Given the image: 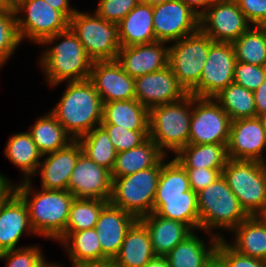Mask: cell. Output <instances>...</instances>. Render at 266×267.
Instances as JSON below:
<instances>
[{
	"label": "cell",
	"instance_id": "obj_1",
	"mask_svg": "<svg viewBox=\"0 0 266 267\" xmlns=\"http://www.w3.org/2000/svg\"><path fill=\"white\" fill-rule=\"evenodd\" d=\"M15 186V192L27 206L31 226L35 234L58 241L66 232L69 212L74 196L68 190L37 191L31 200V180Z\"/></svg>",
	"mask_w": 266,
	"mask_h": 267
},
{
	"label": "cell",
	"instance_id": "obj_2",
	"mask_svg": "<svg viewBox=\"0 0 266 267\" xmlns=\"http://www.w3.org/2000/svg\"><path fill=\"white\" fill-rule=\"evenodd\" d=\"M66 87L51 113L65 131L77 140L100 125L103 103L89 79L68 82Z\"/></svg>",
	"mask_w": 266,
	"mask_h": 267
},
{
	"label": "cell",
	"instance_id": "obj_3",
	"mask_svg": "<svg viewBox=\"0 0 266 267\" xmlns=\"http://www.w3.org/2000/svg\"><path fill=\"white\" fill-rule=\"evenodd\" d=\"M60 38L62 42L47 48L41 57L40 64L47 75L46 81L57 86L65 80L73 82L89 79L93 60L70 27L47 37L41 44L48 45Z\"/></svg>",
	"mask_w": 266,
	"mask_h": 267
},
{
	"label": "cell",
	"instance_id": "obj_4",
	"mask_svg": "<svg viewBox=\"0 0 266 267\" xmlns=\"http://www.w3.org/2000/svg\"><path fill=\"white\" fill-rule=\"evenodd\" d=\"M191 108L192 94L188 93L179 101L149 110V138L165 155L166 149L176 154L189 144Z\"/></svg>",
	"mask_w": 266,
	"mask_h": 267
},
{
	"label": "cell",
	"instance_id": "obj_5",
	"mask_svg": "<svg viewBox=\"0 0 266 267\" xmlns=\"http://www.w3.org/2000/svg\"><path fill=\"white\" fill-rule=\"evenodd\" d=\"M197 201L200 230L209 231V234L214 228L232 231L249 217L223 175L198 192Z\"/></svg>",
	"mask_w": 266,
	"mask_h": 267
},
{
	"label": "cell",
	"instance_id": "obj_6",
	"mask_svg": "<svg viewBox=\"0 0 266 267\" xmlns=\"http://www.w3.org/2000/svg\"><path fill=\"white\" fill-rule=\"evenodd\" d=\"M161 168L162 160L154 167L123 177H112L109 203L137 219L151 214Z\"/></svg>",
	"mask_w": 266,
	"mask_h": 267
},
{
	"label": "cell",
	"instance_id": "obj_7",
	"mask_svg": "<svg viewBox=\"0 0 266 267\" xmlns=\"http://www.w3.org/2000/svg\"><path fill=\"white\" fill-rule=\"evenodd\" d=\"M222 175L245 212L257 216L266 202V163L228 159Z\"/></svg>",
	"mask_w": 266,
	"mask_h": 267
},
{
	"label": "cell",
	"instance_id": "obj_8",
	"mask_svg": "<svg viewBox=\"0 0 266 267\" xmlns=\"http://www.w3.org/2000/svg\"><path fill=\"white\" fill-rule=\"evenodd\" d=\"M69 27L93 61L116 60L121 47L117 23L77 10Z\"/></svg>",
	"mask_w": 266,
	"mask_h": 267
},
{
	"label": "cell",
	"instance_id": "obj_9",
	"mask_svg": "<svg viewBox=\"0 0 266 267\" xmlns=\"http://www.w3.org/2000/svg\"><path fill=\"white\" fill-rule=\"evenodd\" d=\"M214 41L200 29L169 46L168 66L188 93L200 80Z\"/></svg>",
	"mask_w": 266,
	"mask_h": 267
},
{
	"label": "cell",
	"instance_id": "obj_10",
	"mask_svg": "<svg viewBox=\"0 0 266 267\" xmlns=\"http://www.w3.org/2000/svg\"><path fill=\"white\" fill-rule=\"evenodd\" d=\"M231 120L213 98L192 95L190 144H224L229 141Z\"/></svg>",
	"mask_w": 266,
	"mask_h": 267
},
{
	"label": "cell",
	"instance_id": "obj_11",
	"mask_svg": "<svg viewBox=\"0 0 266 267\" xmlns=\"http://www.w3.org/2000/svg\"><path fill=\"white\" fill-rule=\"evenodd\" d=\"M14 11L21 41L26 37L41 44L47 37L69 28L70 20L44 0H27ZM22 11L27 15L24 18L17 15Z\"/></svg>",
	"mask_w": 266,
	"mask_h": 267
},
{
	"label": "cell",
	"instance_id": "obj_12",
	"mask_svg": "<svg viewBox=\"0 0 266 267\" xmlns=\"http://www.w3.org/2000/svg\"><path fill=\"white\" fill-rule=\"evenodd\" d=\"M236 62L232 43L213 42L200 80L188 93L194 97L213 98L234 82Z\"/></svg>",
	"mask_w": 266,
	"mask_h": 267
},
{
	"label": "cell",
	"instance_id": "obj_13",
	"mask_svg": "<svg viewBox=\"0 0 266 267\" xmlns=\"http://www.w3.org/2000/svg\"><path fill=\"white\" fill-rule=\"evenodd\" d=\"M236 0H215L199 17V29L214 42L233 43L251 26Z\"/></svg>",
	"mask_w": 266,
	"mask_h": 267
},
{
	"label": "cell",
	"instance_id": "obj_14",
	"mask_svg": "<svg viewBox=\"0 0 266 267\" xmlns=\"http://www.w3.org/2000/svg\"><path fill=\"white\" fill-rule=\"evenodd\" d=\"M153 27L157 41L174 42L199 29V17L181 0L153 5Z\"/></svg>",
	"mask_w": 266,
	"mask_h": 267
},
{
	"label": "cell",
	"instance_id": "obj_15",
	"mask_svg": "<svg viewBox=\"0 0 266 267\" xmlns=\"http://www.w3.org/2000/svg\"><path fill=\"white\" fill-rule=\"evenodd\" d=\"M112 180L110 170L96 164L84 153H81L70 176L68 191L75 198L109 201Z\"/></svg>",
	"mask_w": 266,
	"mask_h": 267
},
{
	"label": "cell",
	"instance_id": "obj_16",
	"mask_svg": "<svg viewBox=\"0 0 266 267\" xmlns=\"http://www.w3.org/2000/svg\"><path fill=\"white\" fill-rule=\"evenodd\" d=\"M266 147V132L258 117L231 121L227 153L229 159L254 160L266 163L262 152Z\"/></svg>",
	"mask_w": 266,
	"mask_h": 267
},
{
	"label": "cell",
	"instance_id": "obj_17",
	"mask_svg": "<svg viewBox=\"0 0 266 267\" xmlns=\"http://www.w3.org/2000/svg\"><path fill=\"white\" fill-rule=\"evenodd\" d=\"M89 80L102 103L136 99L135 78L127 74L116 60L93 61Z\"/></svg>",
	"mask_w": 266,
	"mask_h": 267
},
{
	"label": "cell",
	"instance_id": "obj_18",
	"mask_svg": "<svg viewBox=\"0 0 266 267\" xmlns=\"http://www.w3.org/2000/svg\"><path fill=\"white\" fill-rule=\"evenodd\" d=\"M187 94L169 66L135 78L136 100L148 110L154 106L179 101Z\"/></svg>",
	"mask_w": 266,
	"mask_h": 267
},
{
	"label": "cell",
	"instance_id": "obj_19",
	"mask_svg": "<svg viewBox=\"0 0 266 267\" xmlns=\"http://www.w3.org/2000/svg\"><path fill=\"white\" fill-rule=\"evenodd\" d=\"M137 220L110 203L101 210L95 229L102 247V263L112 261L119 253L126 233Z\"/></svg>",
	"mask_w": 266,
	"mask_h": 267
},
{
	"label": "cell",
	"instance_id": "obj_20",
	"mask_svg": "<svg viewBox=\"0 0 266 267\" xmlns=\"http://www.w3.org/2000/svg\"><path fill=\"white\" fill-rule=\"evenodd\" d=\"M165 43L156 41L120 47L116 61L133 78L160 71L168 66L169 47H164Z\"/></svg>",
	"mask_w": 266,
	"mask_h": 267
},
{
	"label": "cell",
	"instance_id": "obj_21",
	"mask_svg": "<svg viewBox=\"0 0 266 267\" xmlns=\"http://www.w3.org/2000/svg\"><path fill=\"white\" fill-rule=\"evenodd\" d=\"M82 153L78 140H73L65 148L49 153L45 160L39 163L41 175V189L68 190V182L75 163Z\"/></svg>",
	"mask_w": 266,
	"mask_h": 267
},
{
	"label": "cell",
	"instance_id": "obj_22",
	"mask_svg": "<svg viewBox=\"0 0 266 267\" xmlns=\"http://www.w3.org/2000/svg\"><path fill=\"white\" fill-rule=\"evenodd\" d=\"M23 232L35 235L27 206L14 192L0 205V253L16 249Z\"/></svg>",
	"mask_w": 266,
	"mask_h": 267
},
{
	"label": "cell",
	"instance_id": "obj_23",
	"mask_svg": "<svg viewBox=\"0 0 266 267\" xmlns=\"http://www.w3.org/2000/svg\"><path fill=\"white\" fill-rule=\"evenodd\" d=\"M139 220L149 231L152 249L156 256L167 255L193 232L187 224L158 216L154 212Z\"/></svg>",
	"mask_w": 266,
	"mask_h": 267
},
{
	"label": "cell",
	"instance_id": "obj_24",
	"mask_svg": "<svg viewBox=\"0 0 266 267\" xmlns=\"http://www.w3.org/2000/svg\"><path fill=\"white\" fill-rule=\"evenodd\" d=\"M155 256L149 231L138 219L126 233L112 261L120 267H144Z\"/></svg>",
	"mask_w": 266,
	"mask_h": 267
},
{
	"label": "cell",
	"instance_id": "obj_25",
	"mask_svg": "<svg viewBox=\"0 0 266 267\" xmlns=\"http://www.w3.org/2000/svg\"><path fill=\"white\" fill-rule=\"evenodd\" d=\"M220 238L223 237L217 234L212 236L211 246L208 248L193 231L165 257L170 267H207L216 258V247Z\"/></svg>",
	"mask_w": 266,
	"mask_h": 267
},
{
	"label": "cell",
	"instance_id": "obj_26",
	"mask_svg": "<svg viewBox=\"0 0 266 267\" xmlns=\"http://www.w3.org/2000/svg\"><path fill=\"white\" fill-rule=\"evenodd\" d=\"M121 47L156 42L153 5L139 3L119 23Z\"/></svg>",
	"mask_w": 266,
	"mask_h": 267
},
{
	"label": "cell",
	"instance_id": "obj_27",
	"mask_svg": "<svg viewBox=\"0 0 266 267\" xmlns=\"http://www.w3.org/2000/svg\"><path fill=\"white\" fill-rule=\"evenodd\" d=\"M100 124H113L132 131H149V110L138 100L103 103Z\"/></svg>",
	"mask_w": 266,
	"mask_h": 267
},
{
	"label": "cell",
	"instance_id": "obj_28",
	"mask_svg": "<svg viewBox=\"0 0 266 267\" xmlns=\"http://www.w3.org/2000/svg\"><path fill=\"white\" fill-rule=\"evenodd\" d=\"M59 241L67 247L72 266L91 267L102 263V247L95 228L66 231Z\"/></svg>",
	"mask_w": 266,
	"mask_h": 267
},
{
	"label": "cell",
	"instance_id": "obj_29",
	"mask_svg": "<svg viewBox=\"0 0 266 267\" xmlns=\"http://www.w3.org/2000/svg\"><path fill=\"white\" fill-rule=\"evenodd\" d=\"M165 154L149 137L139 146L117 153L112 177H123L156 166Z\"/></svg>",
	"mask_w": 266,
	"mask_h": 267
},
{
	"label": "cell",
	"instance_id": "obj_30",
	"mask_svg": "<svg viewBox=\"0 0 266 267\" xmlns=\"http://www.w3.org/2000/svg\"><path fill=\"white\" fill-rule=\"evenodd\" d=\"M233 231H236L235 241L229 245L234 250L248 257L266 261L265 222L258 216H249Z\"/></svg>",
	"mask_w": 266,
	"mask_h": 267
},
{
	"label": "cell",
	"instance_id": "obj_31",
	"mask_svg": "<svg viewBox=\"0 0 266 267\" xmlns=\"http://www.w3.org/2000/svg\"><path fill=\"white\" fill-rule=\"evenodd\" d=\"M175 159L183 168L223 169L229 158L227 145L189 143L176 153Z\"/></svg>",
	"mask_w": 266,
	"mask_h": 267
},
{
	"label": "cell",
	"instance_id": "obj_32",
	"mask_svg": "<svg viewBox=\"0 0 266 267\" xmlns=\"http://www.w3.org/2000/svg\"><path fill=\"white\" fill-rule=\"evenodd\" d=\"M32 126L28 132L43 156L65 148L74 140L51 112L37 119Z\"/></svg>",
	"mask_w": 266,
	"mask_h": 267
},
{
	"label": "cell",
	"instance_id": "obj_33",
	"mask_svg": "<svg viewBox=\"0 0 266 267\" xmlns=\"http://www.w3.org/2000/svg\"><path fill=\"white\" fill-rule=\"evenodd\" d=\"M5 147L6 157L25 174V180L36 174L43 155L32 140L29 132L17 133L10 137Z\"/></svg>",
	"mask_w": 266,
	"mask_h": 267
},
{
	"label": "cell",
	"instance_id": "obj_34",
	"mask_svg": "<svg viewBox=\"0 0 266 267\" xmlns=\"http://www.w3.org/2000/svg\"><path fill=\"white\" fill-rule=\"evenodd\" d=\"M153 212L161 217L187 224L193 231L200 229L197 197L154 198Z\"/></svg>",
	"mask_w": 266,
	"mask_h": 267
},
{
	"label": "cell",
	"instance_id": "obj_35",
	"mask_svg": "<svg viewBox=\"0 0 266 267\" xmlns=\"http://www.w3.org/2000/svg\"><path fill=\"white\" fill-rule=\"evenodd\" d=\"M213 99L228 114L231 121L256 117L254 92L234 82L222 89Z\"/></svg>",
	"mask_w": 266,
	"mask_h": 267
},
{
	"label": "cell",
	"instance_id": "obj_36",
	"mask_svg": "<svg viewBox=\"0 0 266 267\" xmlns=\"http://www.w3.org/2000/svg\"><path fill=\"white\" fill-rule=\"evenodd\" d=\"M197 197L190 188L187 171L174 158L168 163L162 159L161 174L159 177L154 198Z\"/></svg>",
	"mask_w": 266,
	"mask_h": 267
},
{
	"label": "cell",
	"instance_id": "obj_37",
	"mask_svg": "<svg viewBox=\"0 0 266 267\" xmlns=\"http://www.w3.org/2000/svg\"><path fill=\"white\" fill-rule=\"evenodd\" d=\"M81 145L82 153L96 164L112 170L117 151L110 141L106 130L98 125L89 133L77 139Z\"/></svg>",
	"mask_w": 266,
	"mask_h": 267
},
{
	"label": "cell",
	"instance_id": "obj_38",
	"mask_svg": "<svg viewBox=\"0 0 266 267\" xmlns=\"http://www.w3.org/2000/svg\"><path fill=\"white\" fill-rule=\"evenodd\" d=\"M232 45L237 61L266 66V35L260 26H251Z\"/></svg>",
	"mask_w": 266,
	"mask_h": 267
},
{
	"label": "cell",
	"instance_id": "obj_39",
	"mask_svg": "<svg viewBox=\"0 0 266 267\" xmlns=\"http://www.w3.org/2000/svg\"><path fill=\"white\" fill-rule=\"evenodd\" d=\"M109 201L100 199L74 198L71 203L66 231L93 229L101 210Z\"/></svg>",
	"mask_w": 266,
	"mask_h": 267
},
{
	"label": "cell",
	"instance_id": "obj_40",
	"mask_svg": "<svg viewBox=\"0 0 266 267\" xmlns=\"http://www.w3.org/2000/svg\"><path fill=\"white\" fill-rule=\"evenodd\" d=\"M21 42L17 32L16 14L8 9L0 12V67L13 55Z\"/></svg>",
	"mask_w": 266,
	"mask_h": 267
},
{
	"label": "cell",
	"instance_id": "obj_41",
	"mask_svg": "<svg viewBox=\"0 0 266 267\" xmlns=\"http://www.w3.org/2000/svg\"><path fill=\"white\" fill-rule=\"evenodd\" d=\"M100 125L106 130L117 153L139 146L149 137V131H132L113 124Z\"/></svg>",
	"mask_w": 266,
	"mask_h": 267
},
{
	"label": "cell",
	"instance_id": "obj_42",
	"mask_svg": "<svg viewBox=\"0 0 266 267\" xmlns=\"http://www.w3.org/2000/svg\"><path fill=\"white\" fill-rule=\"evenodd\" d=\"M216 260L223 267H266V261L239 253L224 238H220L217 243Z\"/></svg>",
	"mask_w": 266,
	"mask_h": 267
},
{
	"label": "cell",
	"instance_id": "obj_43",
	"mask_svg": "<svg viewBox=\"0 0 266 267\" xmlns=\"http://www.w3.org/2000/svg\"><path fill=\"white\" fill-rule=\"evenodd\" d=\"M0 259L7 260V267H40L45 262L40 248L33 246L0 253Z\"/></svg>",
	"mask_w": 266,
	"mask_h": 267
},
{
	"label": "cell",
	"instance_id": "obj_44",
	"mask_svg": "<svg viewBox=\"0 0 266 267\" xmlns=\"http://www.w3.org/2000/svg\"><path fill=\"white\" fill-rule=\"evenodd\" d=\"M266 79V66H257L237 61L234 70V83L255 91Z\"/></svg>",
	"mask_w": 266,
	"mask_h": 267
},
{
	"label": "cell",
	"instance_id": "obj_45",
	"mask_svg": "<svg viewBox=\"0 0 266 267\" xmlns=\"http://www.w3.org/2000/svg\"><path fill=\"white\" fill-rule=\"evenodd\" d=\"M139 3L140 0H100L95 14L118 24Z\"/></svg>",
	"mask_w": 266,
	"mask_h": 267
},
{
	"label": "cell",
	"instance_id": "obj_46",
	"mask_svg": "<svg viewBox=\"0 0 266 267\" xmlns=\"http://www.w3.org/2000/svg\"><path fill=\"white\" fill-rule=\"evenodd\" d=\"M187 171L190 188L197 194L222 175L223 169L184 168Z\"/></svg>",
	"mask_w": 266,
	"mask_h": 267
},
{
	"label": "cell",
	"instance_id": "obj_47",
	"mask_svg": "<svg viewBox=\"0 0 266 267\" xmlns=\"http://www.w3.org/2000/svg\"><path fill=\"white\" fill-rule=\"evenodd\" d=\"M240 10L252 25L266 22V0H236Z\"/></svg>",
	"mask_w": 266,
	"mask_h": 267
},
{
	"label": "cell",
	"instance_id": "obj_48",
	"mask_svg": "<svg viewBox=\"0 0 266 267\" xmlns=\"http://www.w3.org/2000/svg\"><path fill=\"white\" fill-rule=\"evenodd\" d=\"M254 100L256 106V117L266 112V79L264 82L255 90Z\"/></svg>",
	"mask_w": 266,
	"mask_h": 267
},
{
	"label": "cell",
	"instance_id": "obj_49",
	"mask_svg": "<svg viewBox=\"0 0 266 267\" xmlns=\"http://www.w3.org/2000/svg\"><path fill=\"white\" fill-rule=\"evenodd\" d=\"M50 6L62 12L69 20L75 14L77 10L70 8L69 0H44Z\"/></svg>",
	"mask_w": 266,
	"mask_h": 267
},
{
	"label": "cell",
	"instance_id": "obj_50",
	"mask_svg": "<svg viewBox=\"0 0 266 267\" xmlns=\"http://www.w3.org/2000/svg\"><path fill=\"white\" fill-rule=\"evenodd\" d=\"M184 4H186L198 17H200L208 7L215 1V0H181ZM196 6L202 8L201 11L195 9Z\"/></svg>",
	"mask_w": 266,
	"mask_h": 267
},
{
	"label": "cell",
	"instance_id": "obj_51",
	"mask_svg": "<svg viewBox=\"0 0 266 267\" xmlns=\"http://www.w3.org/2000/svg\"><path fill=\"white\" fill-rule=\"evenodd\" d=\"M7 179L0 173V205L15 192V187Z\"/></svg>",
	"mask_w": 266,
	"mask_h": 267
},
{
	"label": "cell",
	"instance_id": "obj_52",
	"mask_svg": "<svg viewBox=\"0 0 266 267\" xmlns=\"http://www.w3.org/2000/svg\"><path fill=\"white\" fill-rule=\"evenodd\" d=\"M144 267H170L165 256H155Z\"/></svg>",
	"mask_w": 266,
	"mask_h": 267
},
{
	"label": "cell",
	"instance_id": "obj_53",
	"mask_svg": "<svg viewBox=\"0 0 266 267\" xmlns=\"http://www.w3.org/2000/svg\"><path fill=\"white\" fill-rule=\"evenodd\" d=\"M27 0H5L8 9L15 10Z\"/></svg>",
	"mask_w": 266,
	"mask_h": 267
},
{
	"label": "cell",
	"instance_id": "obj_54",
	"mask_svg": "<svg viewBox=\"0 0 266 267\" xmlns=\"http://www.w3.org/2000/svg\"><path fill=\"white\" fill-rule=\"evenodd\" d=\"M91 267H120L118 265H116L113 261H107L98 265H94Z\"/></svg>",
	"mask_w": 266,
	"mask_h": 267
},
{
	"label": "cell",
	"instance_id": "obj_55",
	"mask_svg": "<svg viewBox=\"0 0 266 267\" xmlns=\"http://www.w3.org/2000/svg\"><path fill=\"white\" fill-rule=\"evenodd\" d=\"M164 1H168V0H140V3L155 5V4L164 2Z\"/></svg>",
	"mask_w": 266,
	"mask_h": 267
},
{
	"label": "cell",
	"instance_id": "obj_56",
	"mask_svg": "<svg viewBox=\"0 0 266 267\" xmlns=\"http://www.w3.org/2000/svg\"><path fill=\"white\" fill-rule=\"evenodd\" d=\"M263 222L266 223V202L262 211L257 215Z\"/></svg>",
	"mask_w": 266,
	"mask_h": 267
},
{
	"label": "cell",
	"instance_id": "obj_57",
	"mask_svg": "<svg viewBox=\"0 0 266 267\" xmlns=\"http://www.w3.org/2000/svg\"><path fill=\"white\" fill-rule=\"evenodd\" d=\"M258 118L260 119L263 128L265 129L266 132V112H264L263 114L259 115Z\"/></svg>",
	"mask_w": 266,
	"mask_h": 267
},
{
	"label": "cell",
	"instance_id": "obj_58",
	"mask_svg": "<svg viewBox=\"0 0 266 267\" xmlns=\"http://www.w3.org/2000/svg\"><path fill=\"white\" fill-rule=\"evenodd\" d=\"M208 267H223L216 258L208 265Z\"/></svg>",
	"mask_w": 266,
	"mask_h": 267
},
{
	"label": "cell",
	"instance_id": "obj_59",
	"mask_svg": "<svg viewBox=\"0 0 266 267\" xmlns=\"http://www.w3.org/2000/svg\"><path fill=\"white\" fill-rule=\"evenodd\" d=\"M4 10H8L5 0H0V12Z\"/></svg>",
	"mask_w": 266,
	"mask_h": 267
},
{
	"label": "cell",
	"instance_id": "obj_60",
	"mask_svg": "<svg viewBox=\"0 0 266 267\" xmlns=\"http://www.w3.org/2000/svg\"><path fill=\"white\" fill-rule=\"evenodd\" d=\"M40 267H59V265H53V264H48L46 262H44Z\"/></svg>",
	"mask_w": 266,
	"mask_h": 267
},
{
	"label": "cell",
	"instance_id": "obj_61",
	"mask_svg": "<svg viewBox=\"0 0 266 267\" xmlns=\"http://www.w3.org/2000/svg\"><path fill=\"white\" fill-rule=\"evenodd\" d=\"M261 29L264 31L265 35H266V22L262 23L260 25Z\"/></svg>",
	"mask_w": 266,
	"mask_h": 267
}]
</instances>
